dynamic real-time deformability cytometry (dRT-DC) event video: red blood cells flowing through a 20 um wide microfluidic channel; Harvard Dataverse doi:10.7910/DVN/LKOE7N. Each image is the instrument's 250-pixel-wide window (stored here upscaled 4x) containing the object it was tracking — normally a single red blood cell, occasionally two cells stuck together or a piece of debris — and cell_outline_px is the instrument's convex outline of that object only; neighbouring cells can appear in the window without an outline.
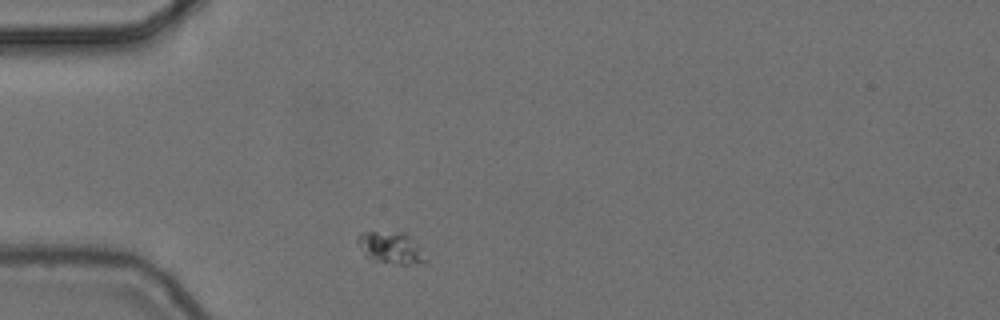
{"species": "common noctule bat (a hibernating species)", "species_latin": "Nyctalus noctula", "temperature_condition": "cold", "stored_images_in_passage": 1, "camera_frame_rate_fps": 3000, "um_per_image_px": 0.085, "animal": {"sex": "female", "body_mass_g": 24.6, "forearm_length_mm": 56.2}, "frame": {"image": 1, "passage_image": 1, "time_ms": 0.0, "image_size_px": [1000, 320], "cell_outline_px": [[424, 260], [420, 264], [392, 264], [372, 260], [368, 256], [356, 240], [356, 236], [364, 232], [404, 232], [412, 236]], "centroid_in_image_um": [33.19, 21.04], "position_along_channel_um": 51.8, "area_um2": 12.2}}